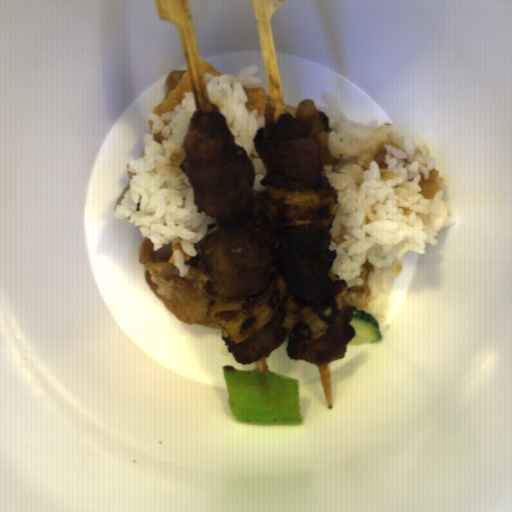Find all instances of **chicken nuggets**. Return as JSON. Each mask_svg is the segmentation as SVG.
Segmentation results:
<instances>
[{
    "mask_svg": "<svg viewBox=\"0 0 512 512\" xmlns=\"http://www.w3.org/2000/svg\"><path fill=\"white\" fill-rule=\"evenodd\" d=\"M178 165L189 181L196 213L219 228L197 247L200 272L210 278L204 288L218 299L261 294L279 271L299 304H327L348 285L329 271L338 257L330 250L331 227L268 228L264 211H253L256 170L246 148L236 143L221 108L194 110Z\"/></svg>",
    "mask_w": 512,
    "mask_h": 512,
    "instance_id": "obj_1",
    "label": "chicken nuggets"
},
{
    "mask_svg": "<svg viewBox=\"0 0 512 512\" xmlns=\"http://www.w3.org/2000/svg\"><path fill=\"white\" fill-rule=\"evenodd\" d=\"M330 128L329 115L313 100H301L295 115L283 112L253 136L257 154L266 168L259 185L276 188L329 189L321 155L320 135Z\"/></svg>",
    "mask_w": 512,
    "mask_h": 512,
    "instance_id": "obj_2",
    "label": "chicken nuggets"
},
{
    "mask_svg": "<svg viewBox=\"0 0 512 512\" xmlns=\"http://www.w3.org/2000/svg\"><path fill=\"white\" fill-rule=\"evenodd\" d=\"M352 318L353 311L349 303L343 301L327 334L312 344H302L296 339L289 338L285 347L289 359L325 366L335 360L345 358V352H348L347 344L356 335L355 329L350 323Z\"/></svg>",
    "mask_w": 512,
    "mask_h": 512,
    "instance_id": "obj_3",
    "label": "chicken nuggets"
},
{
    "mask_svg": "<svg viewBox=\"0 0 512 512\" xmlns=\"http://www.w3.org/2000/svg\"><path fill=\"white\" fill-rule=\"evenodd\" d=\"M286 315V310L282 307L264 328L243 343L236 344L223 336L221 339L224 341V346H227L228 352L233 355L234 361L247 365L271 356L272 352L281 346L288 335L282 326Z\"/></svg>",
    "mask_w": 512,
    "mask_h": 512,
    "instance_id": "obj_4",
    "label": "chicken nuggets"
}]
</instances>
